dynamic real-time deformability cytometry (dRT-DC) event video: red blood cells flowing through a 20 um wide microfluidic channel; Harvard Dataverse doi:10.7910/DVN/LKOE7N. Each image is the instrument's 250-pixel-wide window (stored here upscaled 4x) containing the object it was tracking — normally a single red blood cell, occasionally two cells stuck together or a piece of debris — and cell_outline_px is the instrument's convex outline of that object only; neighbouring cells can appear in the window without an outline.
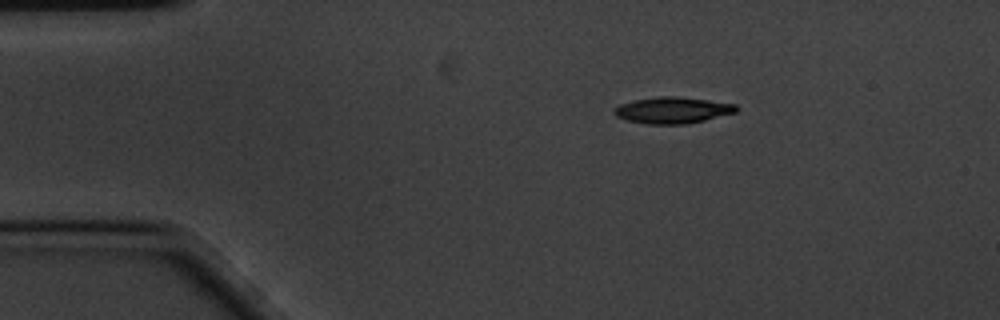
{"species": "common noctule bat (a hibernating species)", "species_latin": "Nyctalus noctula", "temperature_condition": "cold", "stored_images_in_passage": 49, "camera_frame_rate_fps": 3000, "um_per_image_px": 0.085, "animal": {"sex": "male", "body_mass_g": 20.1, "forearm_length_mm": 53.5}, "frame": {"image": 1, "passage_image": 1, "time_ms": 0.0, "image_size_px": [1000, 320], "cell_outline_px": [[740, 108], [736, 112], [688, 124], [648, 124], [628, 120], [616, 116], [612, 112], [620, 104], [636, 100], [660, 96], [676, 96], [708, 100], [736, 104]], "centroid_in_image_um": [57.2, 9.37], "position_along_channel_um": 27.8, "area_um2": 18.61}}
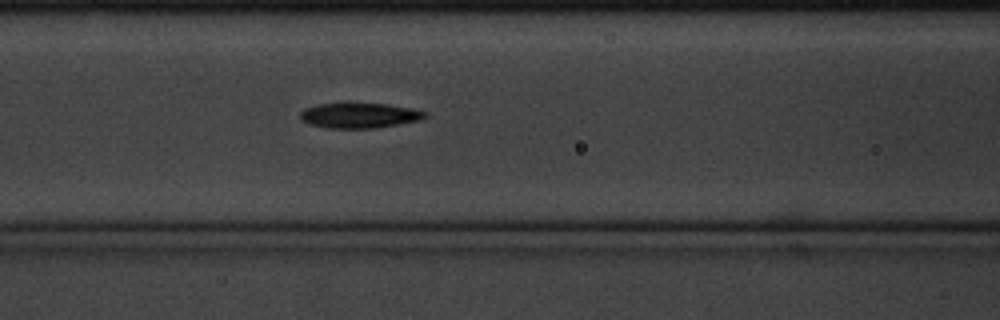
{"frame": {"image": 2, "passage_image": 15, "time_ms": 4.667, "image_size_px": [1000, 320], "cell_outline_px": [[428, 116], [420, 120], [372, 128], [328, 128], [308, 124], [300, 120], [300, 112], [304, 108], [316, 104], [348, 100], [388, 104], [412, 108], [428, 112]], "centroid_in_image_um": [30.49, 9.76], "position_along_channel_um": 136.1, "area_um2": 19.25}}
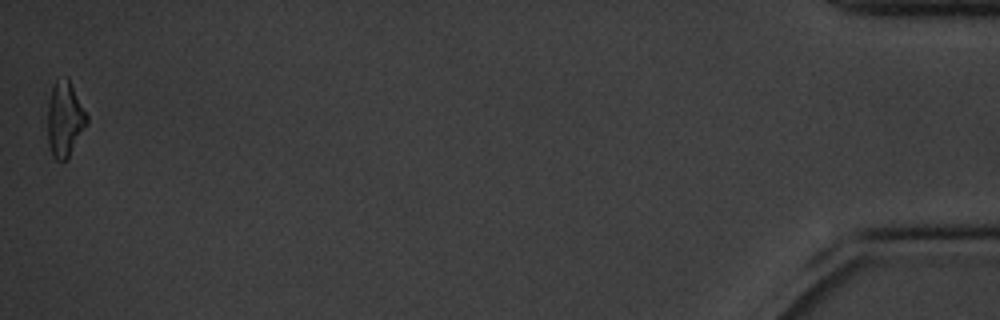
{"frame": {"image": 3, "passage_image": 49, "time_ms": 16.0, "image_size_px": [1000, 320], "cell_outline_px": [[88, 124], [68, 156], [64, 160], [56, 160], [52, 156], [48, 144], [48, 104], [52, 88], [56, 80], [68, 76], [88, 116]], "centroid_in_image_um": [5.51, 10.11], "position_along_channel_um": 429.7, "area_um2": 17.11}, "authors_computed_cell_mechanics": {"area_um2": 18.0336, "velocity_mm_per_s": 3.4411, "shape_relaxation_time_tau1_ms": 1.9704, "shape_relaxation_time_tau2_ms": 6.3574, "deformation_change_tau1": 0.1538, "deformation_change_tau2": 0.1763}}